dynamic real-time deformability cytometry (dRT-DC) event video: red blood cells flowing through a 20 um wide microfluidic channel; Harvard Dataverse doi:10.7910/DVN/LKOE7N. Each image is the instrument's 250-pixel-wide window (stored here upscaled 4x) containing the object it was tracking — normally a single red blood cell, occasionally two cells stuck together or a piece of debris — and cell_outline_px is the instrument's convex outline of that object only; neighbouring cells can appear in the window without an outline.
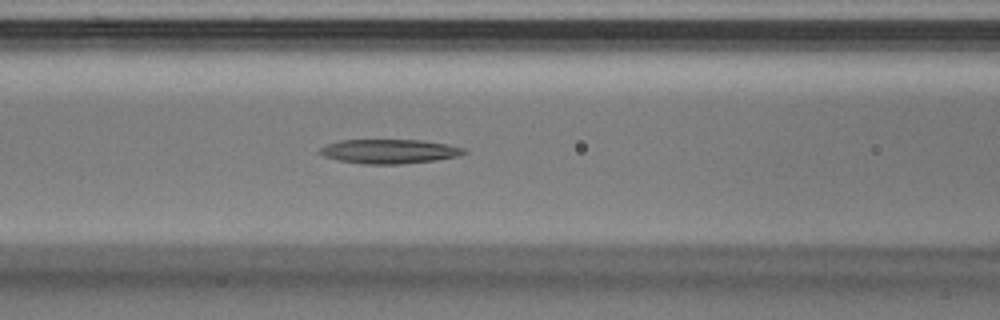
{"species": "Egyptian fruit bat (a non-hibernating species)", "species_latin": "Rousettus aegyptiacus", "temperature_condition": "warm", "stored_images_in_passage": 33, "camera_frame_rate_fps": 3000, "um_per_image_px": 0.085, "animal": {"sex": "male"}, "frame": {"image": 1, "passage_image": 9, "time_ms": 2.667, "image_size_px": [1000, 320], "cell_outline_px": [[468, 152], [460, 156], [436, 160], [400, 164], [364, 164], [336, 160], [324, 156], [316, 152], [320, 148], [328, 144], [340, 140], [420, 140], [448, 144], [468, 148]], "centroid_in_image_um": [33.13, 12.87], "position_along_channel_um": 133.5, "area_um2": 20.63}}
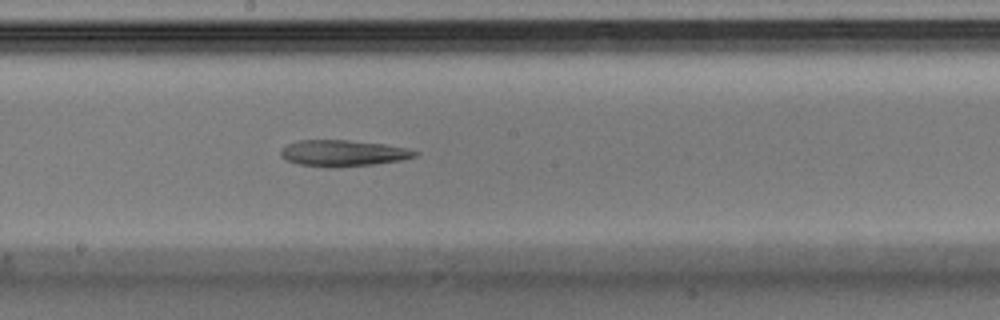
{"frame": {"image": 2, "passage_image": 14, "time_ms": 4.333, "image_size_px": [1000, 320], "cell_outline_px": [[420, 152], [416, 156], [400, 160], [372, 164], [332, 168], [328, 168], [300, 164], [288, 160], [280, 156], [280, 148], [288, 144], [300, 140], [348, 140], [384, 144], [408, 148]], "centroid_in_image_um": [29.15, 13.02], "position_along_channel_um": 219.1, "area_um2": 20.52}}
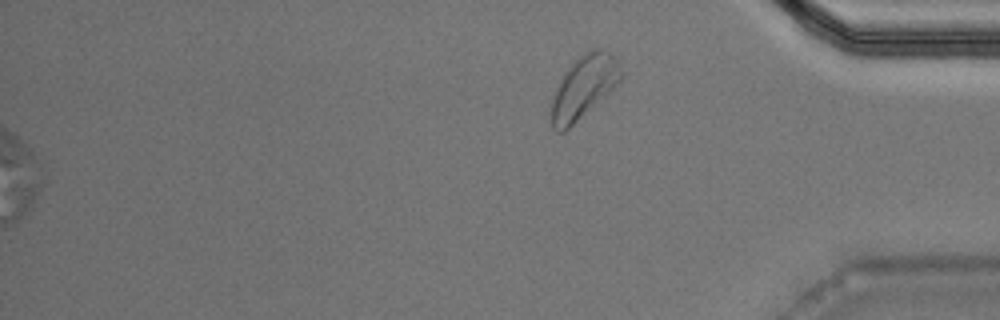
{"frame": {"image": 3, "passage_image": 33, "time_ms": 10.667, "image_size_px": [1000, 320], "cell_outline_px": [[620, 80], [608, 92], [564, 132], [556, 132], [552, 128], [552, 96], [560, 80], [568, 68], [584, 52], [592, 48], [600, 48], [608, 52], [620, 64]], "centroid_in_image_um": [49.58, 7.38], "position_along_channel_um": 385.6, "area_um2": 24.57}}